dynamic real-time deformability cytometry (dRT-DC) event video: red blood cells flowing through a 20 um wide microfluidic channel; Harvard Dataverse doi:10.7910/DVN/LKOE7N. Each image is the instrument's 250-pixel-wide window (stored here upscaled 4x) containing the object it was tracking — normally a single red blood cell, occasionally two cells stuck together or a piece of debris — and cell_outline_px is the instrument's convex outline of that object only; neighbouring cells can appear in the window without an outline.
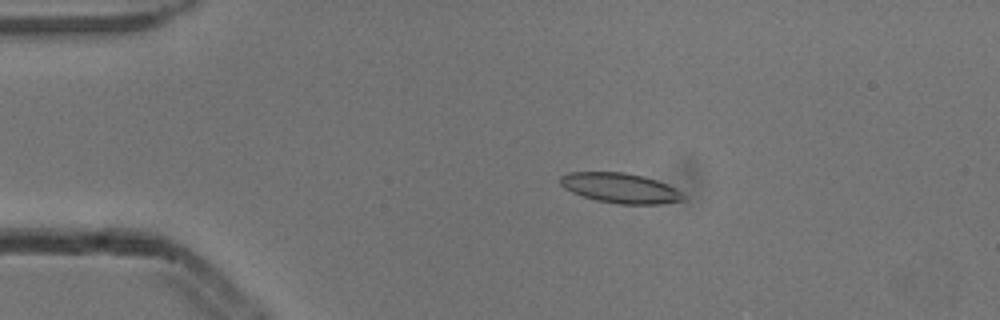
{"species": "common noctule bat (a hibernating species)", "species_latin": "Nyctalus noctula", "temperature_condition": "cold", "stored_images_in_passage": 3, "camera_frame_rate_fps": 3000, "um_per_image_px": 0.085, "animal": {"sex": "male", "body_mass_g": 13.3}, "frame": {"image": 1, "passage_image": 1, "time_ms": 0.0, "image_size_px": [1000, 320], "cell_outline_px": [[684, 200], [660, 204], [620, 204], [596, 200], [572, 192], [564, 188], [560, 184], [560, 176], [568, 172], [624, 172], [644, 176], [656, 180], [680, 192], [684, 196]], "centroid_in_image_um": [52.68, 15.98], "position_along_channel_um": 32.3, "area_um2": 21.27}}
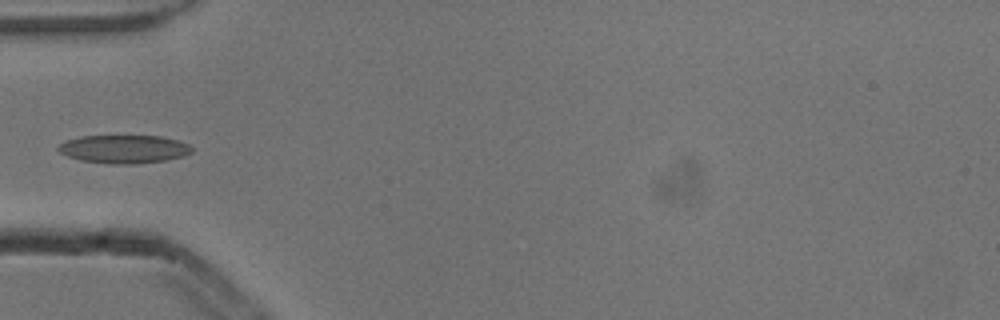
{"frame": {"image": 2, "passage_image": 3, "time_ms": 0.667, "image_size_px": [1000, 320], "cell_outline_px": [[192, 152], [184, 156], [164, 160], [136, 164], [112, 164], [80, 160], [68, 156], [60, 152], [56, 148], [64, 140], [84, 136], [160, 136], [180, 140], [188, 144], [192, 148]], "centroid_in_image_um": [10.54, 12.67], "position_along_channel_um": 74.5, "area_um2": 22.02}}